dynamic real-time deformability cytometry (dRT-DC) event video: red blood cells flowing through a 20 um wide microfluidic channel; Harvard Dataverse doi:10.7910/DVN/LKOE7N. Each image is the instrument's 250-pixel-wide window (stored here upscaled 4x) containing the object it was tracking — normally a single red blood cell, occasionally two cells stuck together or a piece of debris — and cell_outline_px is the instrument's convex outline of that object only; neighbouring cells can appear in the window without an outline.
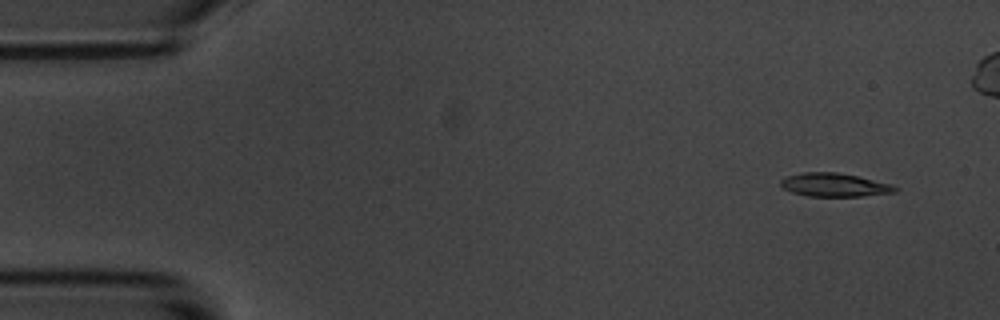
{"species": "common noctule bat (a hibernating species)", "species_latin": "Nyctalus noctula", "temperature_condition": "room temperature", "stored_images_in_passage": 12, "camera_frame_rate_fps": 3000, "um_per_image_px": 0.085, "animal": {"sex": "male", "body_mass_g": 20.1, "forearm_length_mm": 53.5}, "frame": {"image": 1, "passage_image": 3, "time_ms": 0.667, "image_size_px": [1000, 320], "cell_outline_px": [[896, 192], [860, 196], [808, 196], [792, 192], [784, 188], [780, 184], [780, 180], [788, 176], [804, 172], [836, 172], [856, 176], [892, 184], [896, 188]], "centroid_in_image_um": [70.91, 15.71], "position_along_channel_um": 14.1, "area_um2": 15.37}}